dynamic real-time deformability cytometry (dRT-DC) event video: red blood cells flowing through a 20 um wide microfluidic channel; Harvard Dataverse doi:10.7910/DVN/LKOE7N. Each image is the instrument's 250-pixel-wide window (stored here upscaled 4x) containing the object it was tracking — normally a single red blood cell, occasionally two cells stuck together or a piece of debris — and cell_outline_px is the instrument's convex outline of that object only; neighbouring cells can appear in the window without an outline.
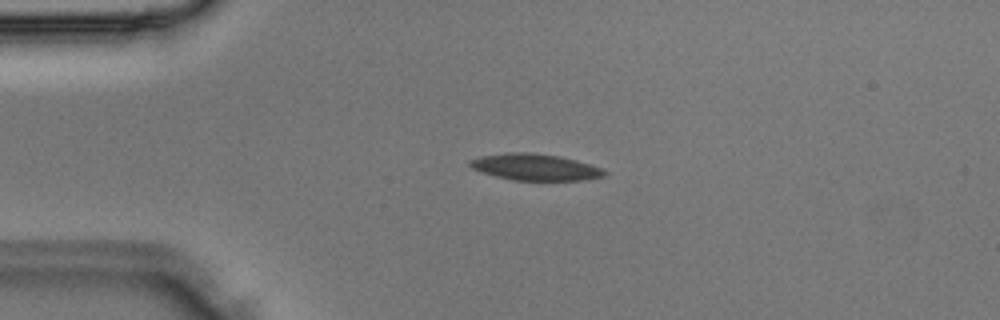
{"species": "Egyptian fruit bat (a non-hibernating species)", "species_latin": "Rousettus aegyptiacus", "temperature_condition": "room temperature", "stored_images_in_passage": 2, "camera_frame_rate_fps": 3000, "um_per_image_px": 0.085, "animal": {"sex": "male"}, "frame": {"image": 1, "passage_image": 2, "time_ms": 0.333, "image_size_px": [1000, 320], "cell_outline_px": [[608, 172], [604, 176], [588, 180], [512, 180], [496, 176], [472, 168], [468, 164], [468, 160], [480, 156], [508, 152], [528, 152], [560, 156], [576, 160], [600, 168]], "centroid_in_image_um": [45.48, 14.2], "position_along_channel_um": 39.5, "area_um2": 20.69}}